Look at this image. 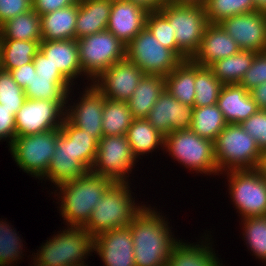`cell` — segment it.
<instances>
[{
  "label": "cell",
  "mask_w": 266,
  "mask_h": 266,
  "mask_svg": "<svg viewBox=\"0 0 266 266\" xmlns=\"http://www.w3.org/2000/svg\"><path fill=\"white\" fill-rule=\"evenodd\" d=\"M240 51L236 41L219 24L209 23L198 50L190 59L202 67H209L216 61Z\"/></svg>",
  "instance_id": "44dd1931"
},
{
  "label": "cell",
  "mask_w": 266,
  "mask_h": 266,
  "mask_svg": "<svg viewBox=\"0 0 266 266\" xmlns=\"http://www.w3.org/2000/svg\"><path fill=\"white\" fill-rule=\"evenodd\" d=\"M266 83V50L257 52L251 66L239 83L247 91Z\"/></svg>",
  "instance_id": "7bdbcfd3"
},
{
  "label": "cell",
  "mask_w": 266,
  "mask_h": 266,
  "mask_svg": "<svg viewBox=\"0 0 266 266\" xmlns=\"http://www.w3.org/2000/svg\"><path fill=\"white\" fill-rule=\"evenodd\" d=\"M136 161L125 135L102 136L91 172L114 182H128Z\"/></svg>",
  "instance_id": "7c38bea8"
},
{
  "label": "cell",
  "mask_w": 266,
  "mask_h": 266,
  "mask_svg": "<svg viewBox=\"0 0 266 266\" xmlns=\"http://www.w3.org/2000/svg\"><path fill=\"white\" fill-rule=\"evenodd\" d=\"M128 1L138 3L149 11L159 10L167 3V0H128Z\"/></svg>",
  "instance_id": "816d5d0a"
},
{
  "label": "cell",
  "mask_w": 266,
  "mask_h": 266,
  "mask_svg": "<svg viewBox=\"0 0 266 266\" xmlns=\"http://www.w3.org/2000/svg\"><path fill=\"white\" fill-rule=\"evenodd\" d=\"M127 141L136 158L164 148V135L156 130L146 119H134L126 132Z\"/></svg>",
  "instance_id": "f546056e"
},
{
  "label": "cell",
  "mask_w": 266,
  "mask_h": 266,
  "mask_svg": "<svg viewBox=\"0 0 266 266\" xmlns=\"http://www.w3.org/2000/svg\"><path fill=\"white\" fill-rule=\"evenodd\" d=\"M16 137L15 116L12 110L0 104V141L9 140V147Z\"/></svg>",
  "instance_id": "bcb514c9"
},
{
  "label": "cell",
  "mask_w": 266,
  "mask_h": 266,
  "mask_svg": "<svg viewBox=\"0 0 266 266\" xmlns=\"http://www.w3.org/2000/svg\"><path fill=\"white\" fill-rule=\"evenodd\" d=\"M207 239L208 237L205 238V245L202 242L201 245H195L179 240L171 251L167 266H221L220 259ZM209 244L211 245L208 246Z\"/></svg>",
  "instance_id": "4316f807"
},
{
  "label": "cell",
  "mask_w": 266,
  "mask_h": 266,
  "mask_svg": "<svg viewBox=\"0 0 266 266\" xmlns=\"http://www.w3.org/2000/svg\"><path fill=\"white\" fill-rule=\"evenodd\" d=\"M143 75L136 64L125 58L114 63L91 83L107 99L127 102Z\"/></svg>",
  "instance_id": "5bb4252c"
},
{
  "label": "cell",
  "mask_w": 266,
  "mask_h": 266,
  "mask_svg": "<svg viewBox=\"0 0 266 266\" xmlns=\"http://www.w3.org/2000/svg\"><path fill=\"white\" fill-rule=\"evenodd\" d=\"M159 11L172 26L177 46L191 58L198 50L209 24L205 7L166 3Z\"/></svg>",
  "instance_id": "30bf717a"
},
{
  "label": "cell",
  "mask_w": 266,
  "mask_h": 266,
  "mask_svg": "<svg viewBox=\"0 0 266 266\" xmlns=\"http://www.w3.org/2000/svg\"><path fill=\"white\" fill-rule=\"evenodd\" d=\"M126 58L144 74L167 76L182 60L145 27L127 45Z\"/></svg>",
  "instance_id": "9c48e42d"
},
{
  "label": "cell",
  "mask_w": 266,
  "mask_h": 266,
  "mask_svg": "<svg viewBox=\"0 0 266 266\" xmlns=\"http://www.w3.org/2000/svg\"><path fill=\"white\" fill-rule=\"evenodd\" d=\"M226 125L222 112L219 110L218 105L215 104L194 107L193 120L189 129L200 137L214 142Z\"/></svg>",
  "instance_id": "e575fe53"
},
{
  "label": "cell",
  "mask_w": 266,
  "mask_h": 266,
  "mask_svg": "<svg viewBox=\"0 0 266 266\" xmlns=\"http://www.w3.org/2000/svg\"><path fill=\"white\" fill-rule=\"evenodd\" d=\"M14 81L23 89H25L29 83H31L35 72L34 62L22 65L19 68L9 71Z\"/></svg>",
  "instance_id": "681fc988"
},
{
  "label": "cell",
  "mask_w": 266,
  "mask_h": 266,
  "mask_svg": "<svg viewBox=\"0 0 266 266\" xmlns=\"http://www.w3.org/2000/svg\"><path fill=\"white\" fill-rule=\"evenodd\" d=\"M0 39L42 41L40 15L33 9L0 25Z\"/></svg>",
  "instance_id": "4dcf8cb0"
},
{
  "label": "cell",
  "mask_w": 266,
  "mask_h": 266,
  "mask_svg": "<svg viewBox=\"0 0 266 266\" xmlns=\"http://www.w3.org/2000/svg\"><path fill=\"white\" fill-rule=\"evenodd\" d=\"M240 126L256 140L261 151L266 149V110L259 109Z\"/></svg>",
  "instance_id": "ee69618b"
},
{
  "label": "cell",
  "mask_w": 266,
  "mask_h": 266,
  "mask_svg": "<svg viewBox=\"0 0 266 266\" xmlns=\"http://www.w3.org/2000/svg\"><path fill=\"white\" fill-rule=\"evenodd\" d=\"M173 159L201 174L219 175L214 142L200 137L190 129L176 130L164 136V148Z\"/></svg>",
  "instance_id": "8992f818"
},
{
  "label": "cell",
  "mask_w": 266,
  "mask_h": 266,
  "mask_svg": "<svg viewBox=\"0 0 266 266\" xmlns=\"http://www.w3.org/2000/svg\"><path fill=\"white\" fill-rule=\"evenodd\" d=\"M67 78H44L34 74L29 85L24 89L27 99L46 101H67L72 92ZM70 91V92H69Z\"/></svg>",
  "instance_id": "d6a6232c"
},
{
  "label": "cell",
  "mask_w": 266,
  "mask_h": 266,
  "mask_svg": "<svg viewBox=\"0 0 266 266\" xmlns=\"http://www.w3.org/2000/svg\"><path fill=\"white\" fill-rule=\"evenodd\" d=\"M165 90V78L144 74L127 101L134 119H146L159 96Z\"/></svg>",
  "instance_id": "484cf974"
},
{
  "label": "cell",
  "mask_w": 266,
  "mask_h": 266,
  "mask_svg": "<svg viewBox=\"0 0 266 266\" xmlns=\"http://www.w3.org/2000/svg\"><path fill=\"white\" fill-rule=\"evenodd\" d=\"M78 0H32V9L40 16L75 4Z\"/></svg>",
  "instance_id": "c3c4849f"
},
{
  "label": "cell",
  "mask_w": 266,
  "mask_h": 266,
  "mask_svg": "<svg viewBox=\"0 0 266 266\" xmlns=\"http://www.w3.org/2000/svg\"><path fill=\"white\" fill-rule=\"evenodd\" d=\"M256 170L266 179V149L261 152Z\"/></svg>",
  "instance_id": "f5cc1de1"
},
{
  "label": "cell",
  "mask_w": 266,
  "mask_h": 266,
  "mask_svg": "<svg viewBox=\"0 0 266 266\" xmlns=\"http://www.w3.org/2000/svg\"><path fill=\"white\" fill-rule=\"evenodd\" d=\"M241 50H266V13L254 11L223 19L218 23Z\"/></svg>",
  "instance_id": "9a60e30c"
},
{
  "label": "cell",
  "mask_w": 266,
  "mask_h": 266,
  "mask_svg": "<svg viewBox=\"0 0 266 266\" xmlns=\"http://www.w3.org/2000/svg\"><path fill=\"white\" fill-rule=\"evenodd\" d=\"M129 188V182H114L106 190L83 226L91 236L130 225L144 205H136Z\"/></svg>",
  "instance_id": "3957f363"
},
{
  "label": "cell",
  "mask_w": 266,
  "mask_h": 266,
  "mask_svg": "<svg viewBox=\"0 0 266 266\" xmlns=\"http://www.w3.org/2000/svg\"><path fill=\"white\" fill-rule=\"evenodd\" d=\"M113 183V180L89 171L76 180L56 186L60 191L55 196H59L60 214L66 220L64 222L67 223V226L83 227L97 203Z\"/></svg>",
  "instance_id": "7a4b0ae2"
},
{
  "label": "cell",
  "mask_w": 266,
  "mask_h": 266,
  "mask_svg": "<svg viewBox=\"0 0 266 266\" xmlns=\"http://www.w3.org/2000/svg\"><path fill=\"white\" fill-rule=\"evenodd\" d=\"M249 92L258 108L266 110V83L260 84Z\"/></svg>",
  "instance_id": "f907efd6"
},
{
  "label": "cell",
  "mask_w": 266,
  "mask_h": 266,
  "mask_svg": "<svg viewBox=\"0 0 266 266\" xmlns=\"http://www.w3.org/2000/svg\"><path fill=\"white\" fill-rule=\"evenodd\" d=\"M165 78V89L184 105L194 107L195 62L183 60Z\"/></svg>",
  "instance_id": "83f0119b"
},
{
  "label": "cell",
  "mask_w": 266,
  "mask_h": 266,
  "mask_svg": "<svg viewBox=\"0 0 266 266\" xmlns=\"http://www.w3.org/2000/svg\"><path fill=\"white\" fill-rule=\"evenodd\" d=\"M146 27L164 47L172 50L182 61L190 59L177 46L175 32L168 19L159 10L149 11Z\"/></svg>",
  "instance_id": "f35d334b"
},
{
  "label": "cell",
  "mask_w": 266,
  "mask_h": 266,
  "mask_svg": "<svg viewBox=\"0 0 266 266\" xmlns=\"http://www.w3.org/2000/svg\"><path fill=\"white\" fill-rule=\"evenodd\" d=\"M160 214L144 205L129 225L136 266H167L178 239L173 237L168 222Z\"/></svg>",
  "instance_id": "6da1fadb"
},
{
  "label": "cell",
  "mask_w": 266,
  "mask_h": 266,
  "mask_svg": "<svg viewBox=\"0 0 266 266\" xmlns=\"http://www.w3.org/2000/svg\"><path fill=\"white\" fill-rule=\"evenodd\" d=\"M40 41L0 39V68L10 71L33 62Z\"/></svg>",
  "instance_id": "f1b7e54d"
},
{
  "label": "cell",
  "mask_w": 266,
  "mask_h": 266,
  "mask_svg": "<svg viewBox=\"0 0 266 266\" xmlns=\"http://www.w3.org/2000/svg\"><path fill=\"white\" fill-rule=\"evenodd\" d=\"M41 245L33 255L38 266H88L87 256L94 252V237L83 227H67Z\"/></svg>",
  "instance_id": "277c9868"
},
{
  "label": "cell",
  "mask_w": 266,
  "mask_h": 266,
  "mask_svg": "<svg viewBox=\"0 0 266 266\" xmlns=\"http://www.w3.org/2000/svg\"><path fill=\"white\" fill-rule=\"evenodd\" d=\"M78 1L66 8L40 16L41 38L46 41L76 39Z\"/></svg>",
  "instance_id": "d4e9b609"
},
{
  "label": "cell",
  "mask_w": 266,
  "mask_h": 266,
  "mask_svg": "<svg viewBox=\"0 0 266 266\" xmlns=\"http://www.w3.org/2000/svg\"><path fill=\"white\" fill-rule=\"evenodd\" d=\"M261 152L256 140L240 124H227L214 141L220 174L230 170L256 169Z\"/></svg>",
  "instance_id": "5b68a950"
},
{
  "label": "cell",
  "mask_w": 266,
  "mask_h": 266,
  "mask_svg": "<svg viewBox=\"0 0 266 266\" xmlns=\"http://www.w3.org/2000/svg\"><path fill=\"white\" fill-rule=\"evenodd\" d=\"M9 223L0 221V266H11L21 259L23 244Z\"/></svg>",
  "instance_id": "60d3db41"
},
{
  "label": "cell",
  "mask_w": 266,
  "mask_h": 266,
  "mask_svg": "<svg viewBox=\"0 0 266 266\" xmlns=\"http://www.w3.org/2000/svg\"><path fill=\"white\" fill-rule=\"evenodd\" d=\"M194 107L184 105L166 89L159 96L146 120L162 135L176 130H187L193 120Z\"/></svg>",
  "instance_id": "2e32d148"
},
{
  "label": "cell",
  "mask_w": 266,
  "mask_h": 266,
  "mask_svg": "<svg viewBox=\"0 0 266 266\" xmlns=\"http://www.w3.org/2000/svg\"><path fill=\"white\" fill-rule=\"evenodd\" d=\"M74 85V79L84 76L76 39L40 42L39 50Z\"/></svg>",
  "instance_id": "603a6c76"
},
{
  "label": "cell",
  "mask_w": 266,
  "mask_h": 266,
  "mask_svg": "<svg viewBox=\"0 0 266 266\" xmlns=\"http://www.w3.org/2000/svg\"><path fill=\"white\" fill-rule=\"evenodd\" d=\"M257 52L241 50L237 54L218 60L208 68L223 84H239L252 64Z\"/></svg>",
  "instance_id": "1f68e13d"
},
{
  "label": "cell",
  "mask_w": 266,
  "mask_h": 266,
  "mask_svg": "<svg viewBox=\"0 0 266 266\" xmlns=\"http://www.w3.org/2000/svg\"><path fill=\"white\" fill-rule=\"evenodd\" d=\"M207 0H167V3L204 6Z\"/></svg>",
  "instance_id": "db71d44e"
},
{
  "label": "cell",
  "mask_w": 266,
  "mask_h": 266,
  "mask_svg": "<svg viewBox=\"0 0 266 266\" xmlns=\"http://www.w3.org/2000/svg\"><path fill=\"white\" fill-rule=\"evenodd\" d=\"M205 15L209 23L218 24L223 19L256 11L254 0H207Z\"/></svg>",
  "instance_id": "74e56055"
},
{
  "label": "cell",
  "mask_w": 266,
  "mask_h": 266,
  "mask_svg": "<svg viewBox=\"0 0 266 266\" xmlns=\"http://www.w3.org/2000/svg\"><path fill=\"white\" fill-rule=\"evenodd\" d=\"M229 195L241 218L266 216V179L256 169L230 170Z\"/></svg>",
  "instance_id": "8fae6325"
},
{
  "label": "cell",
  "mask_w": 266,
  "mask_h": 266,
  "mask_svg": "<svg viewBox=\"0 0 266 266\" xmlns=\"http://www.w3.org/2000/svg\"><path fill=\"white\" fill-rule=\"evenodd\" d=\"M223 84L208 67L195 63V100L194 107L217 104Z\"/></svg>",
  "instance_id": "8d00e7d4"
},
{
  "label": "cell",
  "mask_w": 266,
  "mask_h": 266,
  "mask_svg": "<svg viewBox=\"0 0 266 266\" xmlns=\"http://www.w3.org/2000/svg\"><path fill=\"white\" fill-rule=\"evenodd\" d=\"M66 104L67 101L26 99L15 115L16 137L60 128L65 119Z\"/></svg>",
  "instance_id": "4fadbf2b"
},
{
  "label": "cell",
  "mask_w": 266,
  "mask_h": 266,
  "mask_svg": "<svg viewBox=\"0 0 266 266\" xmlns=\"http://www.w3.org/2000/svg\"><path fill=\"white\" fill-rule=\"evenodd\" d=\"M76 41L82 72L89 81L95 80L114 63L126 58V45L107 30Z\"/></svg>",
  "instance_id": "52a82bcc"
},
{
  "label": "cell",
  "mask_w": 266,
  "mask_h": 266,
  "mask_svg": "<svg viewBox=\"0 0 266 266\" xmlns=\"http://www.w3.org/2000/svg\"><path fill=\"white\" fill-rule=\"evenodd\" d=\"M32 9V0H0V25Z\"/></svg>",
  "instance_id": "f6af8a7d"
},
{
  "label": "cell",
  "mask_w": 266,
  "mask_h": 266,
  "mask_svg": "<svg viewBox=\"0 0 266 266\" xmlns=\"http://www.w3.org/2000/svg\"><path fill=\"white\" fill-rule=\"evenodd\" d=\"M256 11L266 13V0H254Z\"/></svg>",
  "instance_id": "11a10c76"
},
{
  "label": "cell",
  "mask_w": 266,
  "mask_h": 266,
  "mask_svg": "<svg viewBox=\"0 0 266 266\" xmlns=\"http://www.w3.org/2000/svg\"><path fill=\"white\" fill-rule=\"evenodd\" d=\"M24 89L13 79L9 71L0 68V104L15 116L26 101Z\"/></svg>",
  "instance_id": "b9f144b4"
},
{
  "label": "cell",
  "mask_w": 266,
  "mask_h": 266,
  "mask_svg": "<svg viewBox=\"0 0 266 266\" xmlns=\"http://www.w3.org/2000/svg\"><path fill=\"white\" fill-rule=\"evenodd\" d=\"M88 172L89 170L74 155L73 140L60 129L54 155L46 174L41 179H48L58 186L76 180Z\"/></svg>",
  "instance_id": "ffe728a7"
},
{
  "label": "cell",
  "mask_w": 266,
  "mask_h": 266,
  "mask_svg": "<svg viewBox=\"0 0 266 266\" xmlns=\"http://www.w3.org/2000/svg\"><path fill=\"white\" fill-rule=\"evenodd\" d=\"M133 120L127 102L105 99L102 114L103 136L126 135Z\"/></svg>",
  "instance_id": "836d02e7"
},
{
  "label": "cell",
  "mask_w": 266,
  "mask_h": 266,
  "mask_svg": "<svg viewBox=\"0 0 266 266\" xmlns=\"http://www.w3.org/2000/svg\"><path fill=\"white\" fill-rule=\"evenodd\" d=\"M94 251L104 266H136L130 227L116 228L94 237Z\"/></svg>",
  "instance_id": "ac0fdd59"
},
{
  "label": "cell",
  "mask_w": 266,
  "mask_h": 266,
  "mask_svg": "<svg viewBox=\"0 0 266 266\" xmlns=\"http://www.w3.org/2000/svg\"><path fill=\"white\" fill-rule=\"evenodd\" d=\"M243 238L251 252L266 263V216L243 218Z\"/></svg>",
  "instance_id": "ab89813d"
},
{
  "label": "cell",
  "mask_w": 266,
  "mask_h": 266,
  "mask_svg": "<svg viewBox=\"0 0 266 266\" xmlns=\"http://www.w3.org/2000/svg\"><path fill=\"white\" fill-rule=\"evenodd\" d=\"M217 105L227 124H241L259 110L250 92L240 84L223 85Z\"/></svg>",
  "instance_id": "7402d4cb"
},
{
  "label": "cell",
  "mask_w": 266,
  "mask_h": 266,
  "mask_svg": "<svg viewBox=\"0 0 266 266\" xmlns=\"http://www.w3.org/2000/svg\"><path fill=\"white\" fill-rule=\"evenodd\" d=\"M60 129L15 137L9 151L17 166L41 180L54 155Z\"/></svg>",
  "instance_id": "ba28073f"
},
{
  "label": "cell",
  "mask_w": 266,
  "mask_h": 266,
  "mask_svg": "<svg viewBox=\"0 0 266 266\" xmlns=\"http://www.w3.org/2000/svg\"><path fill=\"white\" fill-rule=\"evenodd\" d=\"M149 10L128 0H113L107 31L127 45L146 27Z\"/></svg>",
  "instance_id": "d6986e66"
},
{
  "label": "cell",
  "mask_w": 266,
  "mask_h": 266,
  "mask_svg": "<svg viewBox=\"0 0 266 266\" xmlns=\"http://www.w3.org/2000/svg\"><path fill=\"white\" fill-rule=\"evenodd\" d=\"M35 72L39 77L44 78H66L58 68L49 62V60L39 51L34 59Z\"/></svg>",
  "instance_id": "7dc6e473"
},
{
  "label": "cell",
  "mask_w": 266,
  "mask_h": 266,
  "mask_svg": "<svg viewBox=\"0 0 266 266\" xmlns=\"http://www.w3.org/2000/svg\"><path fill=\"white\" fill-rule=\"evenodd\" d=\"M85 87L80 101L66 107L65 118L75 127L92 134L98 141L103 136L102 114L106 97L91 83Z\"/></svg>",
  "instance_id": "e0dca14e"
},
{
  "label": "cell",
  "mask_w": 266,
  "mask_h": 266,
  "mask_svg": "<svg viewBox=\"0 0 266 266\" xmlns=\"http://www.w3.org/2000/svg\"><path fill=\"white\" fill-rule=\"evenodd\" d=\"M113 0H78L76 40L107 29Z\"/></svg>",
  "instance_id": "cb8c5ba5"
},
{
  "label": "cell",
  "mask_w": 266,
  "mask_h": 266,
  "mask_svg": "<svg viewBox=\"0 0 266 266\" xmlns=\"http://www.w3.org/2000/svg\"><path fill=\"white\" fill-rule=\"evenodd\" d=\"M61 130L73 140V149L76 159L79 160L89 171H91L99 141L88 131L72 125L66 118L61 125Z\"/></svg>",
  "instance_id": "d590c367"
}]
</instances>
